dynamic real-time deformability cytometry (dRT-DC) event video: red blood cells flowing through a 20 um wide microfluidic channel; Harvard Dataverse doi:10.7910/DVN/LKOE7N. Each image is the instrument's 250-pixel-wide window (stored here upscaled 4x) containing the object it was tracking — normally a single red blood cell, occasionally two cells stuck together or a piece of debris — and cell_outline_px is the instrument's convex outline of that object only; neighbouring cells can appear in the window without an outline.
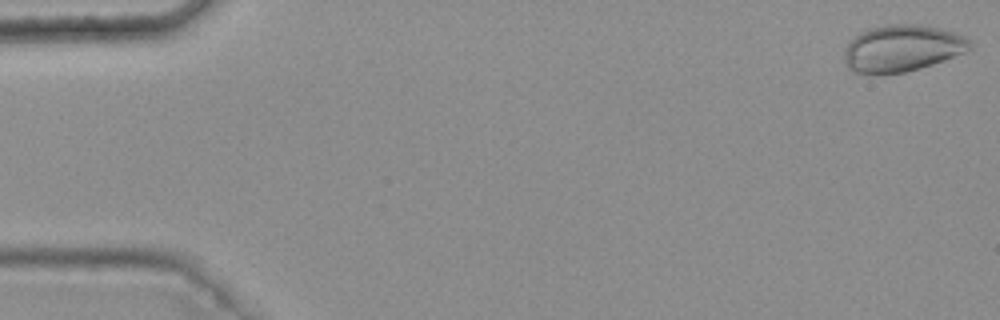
{"species": "common noctule bat (a hibernating species)", "species_latin": "Nyctalus noctula", "temperature_condition": "warm", "stored_images_in_passage": 48, "camera_frame_rate_fps": 3000, "um_per_image_px": 0.085, "animal": {"sex": "female", "body_mass_g": 25.1}, "frame": {"image": 1, "passage_image": 1, "time_ms": 0.0, "image_size_px": [1000, 320], "cell_outline_px": [[972, 48], [964, 52], [944, 60], [920, 68], [904, 72], [852, 72], [848, 68], [844, 60], [844, 48], [848, 40], [860, 32], [868, 28], [888, 24], [920, 24], [956, 32], [972, 40]], "centroid_in_image_um": [76.68, 4.07], "position_along_channel_um": 8.3, "area_um2": 34.22}}
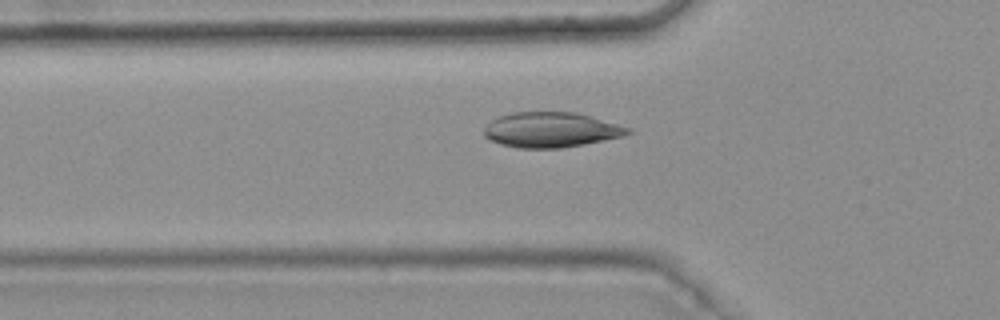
{"frame": {"image": 2, "passage_image": 18, "time_ms": 5.667, "image_size_px": [1000, 320], "cell_outline_px": [[632, 132], [624, 136], [584, 144], [560, 148], [516, 148], [500, 144], [488, 140], [484, 136], [484, 128], [492, 120], [500, 116], [512, 112], [576, 112], [632, 128]], "centroid_in_image_um": [46.83, 11.04], "position_along_channel_um": 79.0, "area_um2": 29.54}}
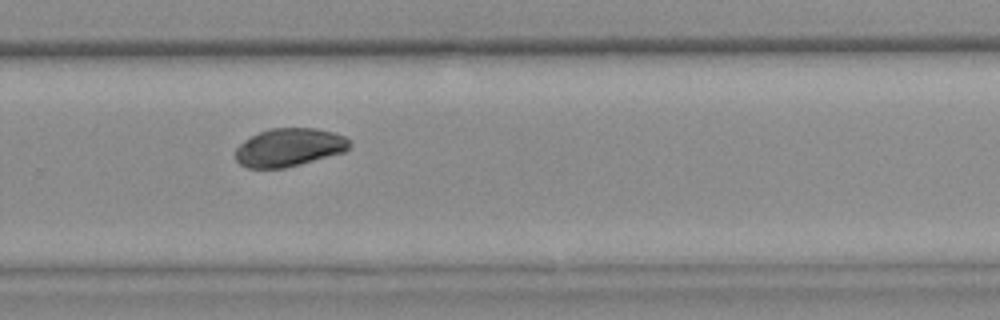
{"frame": {"image": 3, "passage_image": 36, "time_ms": 11.667, "image_size_px": [1000, 320], "cell_outline_px": [[352, 144], [344, 152], [300, 164], [284, 168], [248, 168], [240, 164], [236, 160], [236, 148], [244, 140], [268, 128], [316, 128], [332, 132], [344, 136], [352, 140]], "centroid_in_image_um": [24.59, 12.52], "position_along_channel_um": 305.2, "area_um2": 25.37}, "authors_computed_cell_mechanics": {"area_um2": 26.9637, "velocity_mm_per_s": 3.7711, "shape_relaxation_time_tau1_ms": 4.9453, "shape_relaxation_time_tau2_ms": null, "deformation_change_tau1": 0.1091, "deformation_change_tau2": null}}